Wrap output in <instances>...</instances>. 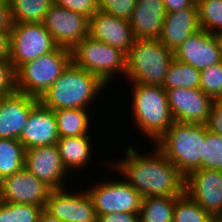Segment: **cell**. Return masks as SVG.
I'll use <instances>...</instances> for the list:
<instances>
[{"mask_svg": "<svg viewBox=\"0 0 222 222\" xmlns=\"http://www.w3.org/2000/svg\"><path fill=\"white\" fill-rule=\"evenodd\" d=\"M174 53L159 40L136 39L127 54L125 77L133 83L162 86Z\"/></svg>", "mask_w": 222, "mask_h": 222, "instance_id": "obj_5", "label": "cell"}, {"mask_svg": "<svg viewBox=\"0 0 222 222\" xmlns=\"http://www.w3.org/2000/svg\"><path fill=\"white\" fill-rule=\"evenodd\" d=\"M57 47L42 22L17 23L11 31L9 60L17 71L22 65L54 51Z\"/></svg>", "mask_w": 222, "mask_h": 222, "instance_id": "obj_8", "label": "cell"}, {"mask_svg": "<svg viewBox=\"0 0 222 222\" xmlns=\"http://www.w3.org/2000/svg\"><path fill=\"white\" fill-rule=\"evenodd\" d=\"M184 192L217 219L222 213V170L191 171L185 176Z\"/></svg>", "mask_w": 222, "mask_h": 222, "instance_id": "obj_11", "label": "cell"}, {"mask_svg": "<svg viewBox=\"0 0 222 222\" xmlns=\"http://www.w3.org/2000/svg\"><path fill=\"white\" fill-rule=\"evenodd\" d=\"M56 117L57 129L60 138L91 135L90 112L87 108L57 109L53 110ZM89 130V131H88Z\"/></svg>", "mask_w": 222, "mask_h": 222, "instance_id": "obj_23", "label": "cell"}, {"mask_svg": "<svg viewBox=\"0 0 222 222\" xmlns=\"http://www.w3.org/2000/svg\"><path fill=\"white\" fill-rule=\"evenodd\" d=\"M166 10L162 0H136L134 11L129 20L136 39L158 40Z\"/></svg>", "mask_w": 222, "mask_h": 222, "instance_id": "obj_20", "label": "cell"}, {"mask_svg": "<svg viewBox=\"0 0 222 222\" xmlns=\"http://www.w3.org/2000/svg\"><path fill=\"white\" fill-rule=\"evenodd\" d=\"M54 4L76 13L92 17L98 10V0H54Z\"/></svg>", "mask_w": 222, "mask_h": 222, "instance_id": "obj_35", "label": "cell"}, {"mask_svg": "<svg viewBox=\"0 0 222 222\" xmlns=\"http://www.w3.org/2000/svg\"><path fill=\"white\" fill-rule=\"evenodd\" d=\"M14 24L43 22L54 0H8Z\"/></svg>", "mask_w": 222, "mask_h": 222, "instance_id": "obj_26", "label": "cell"}, {"mask_svg": "<svg viewBox=\"0 0 222 222\" xmlns=\"http://www.w3.org/2000/svg\"><path fill=\"white\" fill-rule=\"evenodd\" d=\"M133 123L141 134L155 143L174 122L170 113L167 93L161 86L133 83Z\"/></svg>", "mask_w": 222, "mask_h": 222, "instance_id": "obj_4", "label": "cell"}, {"mask_svg": "<svg viewBox=\"0 0 222 222\" xmlns=\"http://www.w3.org/2000/svg\"><path fill=\"white\" fill-rule=\"evenodd\" d=\"M42 23L59 47L71 51L88 36L89 19L86 16L55 4L49 8Z\"/></svg>", "mask_w": 222, "mask_h": 222, "instance_id": "obj_10", "label": "cell"}, {"mask_svg": "<svg viewBox=\"0 0 222 222\" xmlns=\"http://www.w3.org/2000/svg\"><path fill=\"white\" fill-rule=\"evenodd\" d=\"M44 208L36 204H15L0 201V222H39Z\"/></svg>", "mask_w": 222, "mask_h": 222, "instance_id": "obj_30", "label": "cell"}, {"mask_svg": "<svg viewBox=\"0 0 222 222\" xmlns=\"http://www.w3.org/2000/svg\"><path fill=\"white\" fill-rule=\"evenodd\" d=\"M136 0H98L99 10L114 17L129 21Z\"/></svg>", "mask_w": 222, "mask_h": 222, "instance_id": "obj_33", "label": "cell"}, {"mask_svg": "<svg viewBox=\"0 0 222 222\" xmlns=\"http://www.w3.org/2000/svg\"><path fill=\"white\" fill-rule=\"evenodd\" d=\"M200 89L213 100L222 99V62L200 71Z\"/></svg>", "mask_w": 222, "mask_h": 222, "instance_id": "obj_32", "label": "cell"}, {"mask_svg": "<svg viewBox=\"0 0 222 222\" xmlns=\"http://www.w3.org/2000/svg\"><path fill=\"white\" fill-rule=\"evenodd\" d=\"M205 126L208 130L222 136V99L213 101Z\"/></svg>", "mask_w": 222, "mask_h": 222, "instance_id": "obj_36", "label": "cell"}, {"mask_svg": "<svg viewBox=\"0 0 222 222\" xmlns=\"http://www.w3.org/2000/svg\"><path fill=\"white\" fill-rule=\"evenodd\" d=\"M53 189L23 167L0 181V201L15 204H36L45 208Z\"/></svg>", "mask_w": 222, "mask_h": 222, "instance_id": "obj_12", "label": "cell"}, {"mask_svg": "<svg viewBox=\"0 0 222 222\" xmlns=\"http://www.w3.org/2000/svg\"><path fill=\"white\" fill-rule=\"evenodd\" d=\"M172 118L181 123L205 124L213 99L200 88H175L166 90Z\"/></svg>", "mask_w": 222, "mask_h": 222, "instance_id": "obj_13", "label": "cell"}, {"mask_svg": "<svg viewBox=\"0 0 222 222\" xmlns=\"http://www.w3.org/2000/svg\"><path fill=\"white\" fill-rule=\"evenodd\" d=\"M39 222H62V221L59 220L57 217L52 216L44 209L40 215Z\"/></svg>", "mask_w": 222, "mask_h": 222, "instance_id": "obj_41", "label": "cell"}, {"mask_svg": "<svg viewBox=\"0 0 222 222\" xmlns=\"http://www.w3.org/2000/svg\"><path fill=\"white\" fill-rule=\"evenodd\" d=\"M17 92L16 69L9 59L0 60V97Z\"/></svg>", "mask_w": 222, "mask_h": 222, "instance_id": "obj_34", "label": "cell"}, {"mask_svg": "<svg viewBox=\"0 0 222 222\" xmlns=\"http://www.w3.org/2000/svg\"><path fill=\"white\" fill-rule=\"evenodd\" d=\"M166 13L180 11L184 8L191 7L196 0H162Z\"/></svg>", "mask_w": 222, "mask_h": 222, "instance_id": "obj_39", "label": "cell"}, {"mask_svg": "<svg viewBox=\"0 0 222 222\" xmlns=\"http://www.w3.org/2000/svg\"><path fill=\"white\" fill-rule=\"evenodd\" d=\"M201 169L222 170V136L206 128Z\"/></svg>", "mask_w": 222, "mask_h": 222, "instance_id": "obj_31", "label": "cell"}, {"mask_svg": "<svg viewBox=\"0 0 222 222\" xmlns=\"http://www.w3.org/2000/svg\"><path fill=\"white\" fill-rule=\"evenodd\" d=\"M89 188L86 191L92 199L97 218L115 212L140 214L142 196L125 179H109Z\"/></svg>", "mask_w": 222, "mask_h": 222, "instance_id": "obj_9", "label": "cell"}, {"mask_svg": "<svg viewBox=\"0 0 222 222\" xmlns=\"http://www.w3.org/2000/svg\"><path fill=\"white\" fill-rule=\"evenodd\" d=\"M38 98L22 93L0 97V138L19 140Z\"/></svg>", "mask_w": 222, "mask_h": 222, "instance_id": "obj_18", "label": "cell"}, {"mask_svg": "<svg viewBox=\"0 0 222 222\" xmlns=\"http://www.w3.org/2000/svg\"><path fill=\"white\" fill-rule=\"evenodd\" d=\"M200 29L195 2L189 8L166 13L162 25V34L158 40L174 52L190 35Z\"/></svg>", "mask_w": 222, "mask_h": 222, "instance_id": "obj_21", "label": "cell"}, {"mask_svg": "<svg viewBox=\"0 0 222 222\" xmlns=\"http://www.w3.org/2000/svg\"><path fill=\"white\" fill-rule=\"evenodd\" d=\"M200 28L210 34L222 32V0H196Z\"/></svg>", "mask_w": 222, "mask_h": 222, "instance_id": "obj_29", "label": "cell"}, {"mask_svg": "<svg viewBox=\"0 0 222 222\" xmlns=\"http://www.w3.org/2000/svg\"><path fill=\"white\" fill-rule=\"evenodd\" d=\"M91 138V135H81L77 137L60 138L57 141L56 146L59 155L68 172L69 170L74 171V169L81 171L83 168H86L84 166H88L89 159L91 160V154L93 152L91 151Z\"/></svg>", "mask_w": 222, "mask_h": 222, "instance_id": "obj_22", "label": "cell"}, {"mask_svg": "<svg viewBox=\"0 0 222 222\" xmlns=\"http://www.w3.org/2000/svg\"><path fill=\"white\" fill-rule=\"evenodd\" d=\"M58 140L59 134L54 112L39 101L32 108L19 141L25 149H30L37 146L54 145Z\"/></svg>", "mask_w": 222, "mask_h": 222, "instance_id": "obj_19", "label": "cell"}, {"mask_svg": "<svg viewBox=\"0 0 222 222\" xmlns=\"http://www.w3.org/2000/svg\"><path fill=\"white\" fill-rule=\"evenodd\" d=\"M177 197H145L140 208V222H173Z\"/></svg>", "mask_w": 222, "mask_h": 222, "instance_id": "obj_25", "label": "cell"}, {"mask_svg": "<svg viewBox=\"0 0 222 222\" xmlns=\"http://www.w3.org/2000/svg\"><path fill=\"white\" fill-rule=\"evenodd\" d=\"M173 53L175 59L199 71L222 62L215 34L202 29L190 35Z\"/></svg>", "mask_w": 222, "mask_h": 222, "instance_id": "obj_16", "label": "cell"}, {"mask_svg": "<svg viewBox=\"0 0 222 222\" xmlns=\"http://www.w3.org/2000/svg\"><path fill=\"white\" fill-rule=\"evenodd\" d=\"M66 188L51 191L45 210L62 222H92L97 216L87 191L72 193Z\"/></svg>", "mask_w": 222, "mask_h": 222, "instance_id": "obj_14", "label": "cell"}, {"mask_svg": "<svg viewBox=\"0 0 222 222\" xmlns=\"http://www.w3.org/2000/svg\"><path fill=\"white\" fill-rule=\"evenodd\" d=\"M25 150L19 140L0 138V181L24 167Z\"/></svg>", "mask_w": 222, "mask_h": 222, "instance_id": "obj_27", "label": "cell"}, {"mask_svg": "<svg viewBox=\"0 0 222 222\" xmlns=\"http://www.w3.org/2000/svg\"><path fill=\"white\" fill-rule=\"evenodd\" d=\"M13 18L8 0L0 3V32H11L13 29Z\"/></svg>", "mask_w": 222, "mask_h": 222, "instance_id": "obj_37", "label": "cell"}, {"mask_svg": "<svg viewBox=\"0 0 222 222\" xmlns=\"http://www.w3.org/2000/svg\"><path fill=\"white\" fill-rule=\"evenodd\" d=\"M126 148L125 157L113 166L142 198L179 197L184 193L185 176L157 147L150 155L138 153L132 145Z\"/></svg>", "mask_w": 222, "mask_h": 222, "instance_id": "obj_1", "label": "cell"}, {"mask_svg": "<svg viewBox=\"0 0 222 222\" xmlns=\"http://www.w3.org/2000/svg\"><path fill=\"white\" fill-rule=\"evenodd\" d=\"M205 137V124L174 121L155 144L163 155L186 176L193 170L201 169Z\"/></svg>", "mask_w": 222, "mask_h": 222, "instance_id": "obj_3", "label": "cell"}, {"mask_svg": "<svg viewBox=\"0 0 222 222\" xmlns=\"http://www.w3.org/2000/svg\"><path fill=\"white\" fill-rule=\"evenodd\" d=\"M98 219L100 222H140L139 214L127 212H115L101 215Z\"/></svg>", "mask_w": 222, "mask_h": 222, "instance_id": "obj_38", "label": "cell"}, {"mask_svg": "<svg viewBox=\"0 0 222 222\" xmlns=\"http://www.w3.org/2000/svg\"><path fill=\"white\" fill-rule=\"evenodd\" d=\"M216 222H222V213H221V215L216 219Z\"/></svg>", "mask_w": 222, "mask_h": 222, "instance_id": "obj_43", "label": "cell"}, {"mask_svg": "<svg viewBox=\"0 0 222 222\" xmlns=\"http://www.w3.org/2000/svg\"><path fill=\"white\" fill-rule=\"evenodd\" d=\"M105 86L99 77L71 62L39 101L52 110L90 109Z\"/></svg>", "mask_w": 222, "mask_h": 222, "instance_id": "obj_2", "label": "cell"}, {"mask_svg": "<svg viewBox=\"0 0 222 222\" xmlns=\"http://www.w3.org/2000/svg\"><path fill=\"white\" fill-rule=\"evenodd\" d=\"M72 62L99 77L106 85L118 74H126L127 55L89 35L72 49ZM115 76V77H114Z\"/></svg>", "mask_w": 222, "mask_h": 222, "instance_id": "obj_7", "label": "cell"}, {"mask_svg": "<svg viewBox=\"0 0 222 222\" xmlns=\"http://www.w3.org/2000/svg\"><path fill=\"white\" fill-rule=\"evenodd\" d=\"M200 71L193 66L173 59L166 72L162 88L166 90L175 88H200Z\"/></svg>", "mask_w": 222, "mask_h": 222, "instance_id": "obj_24", "label": "cell"}, {"mask_svg": "<svg viewBox=\"0 0 222 222\" xmlns=\"http://www.w3.org/2000/svg\"><path fill=\"white\" fill-rule=\"evenodd\" d=\"M24 167L53 190L66 187L64 178L69 172L63 165L56 144L26 149Z\"/></svg>", "mask_w": 222, "mask_h": 222, "instance_id": "obj_15", "label": "cell"}, {"mask_svg": "<svg viewBox=\"0 0 222 222\" xmlns=\"http://www.w3.org/2000/svg\"><path fill=\"white\" fill-rule=\"evenodd\" d=\"M11 32H0V60L10 58Z\"/></svg>", "mask_w": 222, "mask_h": 222, "instance_id": "obj_40", "label": "cell"}, {"mask_svg": "<svg viewBox=\"0 0 222 222\" xmlns=\"http://www.w3.org/2000/svg\"><path fill=\"white\" fill-rule=\"evenodd\" d=\"M88 35L118 48L126 55L135 40L129 21L98 10L89 18Z\"/></svg>", "mask_w": 222, "mask_h": 222, "instance_id": "obj_17", "label": "cell"}, {"mask_svg": "<svg viewBox=\"0 0 222 222\" xmlns=\"http://www.w3.org/2000/svg\"><path fill=\"white\" fill-rule=\"evenodd\" d=\"M71 62V50L58 46L22 65L16 71L17 91L40 99Z\"/></svg>", "mask_w": 222, "mask_h": 222, "instance_id": "obj_6", "label": "cell"}, {"mask_svg": "<svg viewBox=\"0 0 222 222\" xmlns=\"http://www.w3.org/2000/svg\"><path fill=\"white\" fill-rule=\"evenodd\" d=\"M92 222H100V221H99V219H98V218H96V219H95L94 221H92Z\"/></svg>", "mask_w": 222, "mask_h": 222, "instance_id": "obj_44", "label": "cell"}, {"mask_svg": "<svg viewBox=\"0 0 222 222\" xmlns=\"http://www.w3.org/2000/svg\"><path fill=\"white\" fill-rule=\"evenodd\" d=\"M215 36H216L217 41L219 43L220 52H221V56H222V32L215 34Z\"/></svg>", "mask_w": 222, "mask_h": 222, "instance_id": "obj_42", "label": "cell"}, {"mask_svg": "<svg viewBox=\"0 0 222 222\" xmlns=\"http://www.w3.org/2000/svg\"><path fill=\"white\" fill-rule=\"evenodd\" d=\"M173 222H216V219L184 192L175 201Z\"/></svg>", "mask_w": 222, "mask_h": 222, "instance_id": "obj_28", "label": "cell"}]
</instances>
